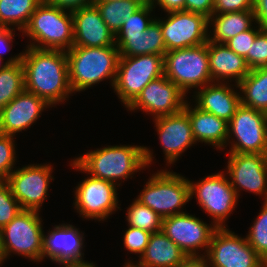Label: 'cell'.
I'll return each mask as SVG.
<instances>
[{"mask_svg":"<svg viewBox=\"0 0 267 267\" xmlns=\"http://www.w3.org/2000/svg\"><path fill=\"white\" fill-rule=\"evenodd\" d=\"M21 63L24 69V90L36 94L50 106L55 108L59 103L64 104L73 95L66 51L26 46Z\"/></svg>","mask_w":267,"mask_h":267,"instance_id":"6da1fadb","label":"cell"},{"mask_svg":"<svg viewBox=\"0 0 267 267\" xmlns=\"http://www.w3.org/2000/svg\"><path fill=\"white\" fill-rule=\"evenodd\" d=\"M153 156V150L143 145H108L71 159L69 166L120 186L122 181L131 179L137 172L150 167Z\"/></svg>","mask_w":267,"mask_h":267,"instance_id":"7a4b0ae2","label":"cell"},{"mask_svg":"<svg viewBox=\"0 0 267 267\" xmlns=\"http://www.w3.org/2000/svg\"><path fill=\"white\" fill-rule=\"evenodd\" d=\"M68 60L69 83L73 93L85 91L87 88L108 79L114 86L119 50L116 45L104 47L72 46L66 51Z\"/></svg>","mask_w":267,"mask_h":267,"instance_id":"3957f363","label":"cell"},{"mask_svg":"<svg viewBox=\"0 0 267 267\" xmlns=\"http://www.w3.org/2000/svg\"><path fill=\"white\" fill-rule=\"evenodd\" d=\"M21 33L31 39L26 46L67 51L74 42L72 12L43 0Z\"/></svg>","mask_w":267,"mask_h":267,"instance_id":"277c9868","label":"cell"},{"mask_svg":"<svg viewBox=\"0 0 267 267\" xmlns=\"http://www.w3.org/2000/svg\"><path fill=\"white\" fill-rule=\"evenodd\" d=\"M188 179L173 170L160 169L149 177L135 199L162 218L184 213L182 209L190 201Z\"/></svg>","mask_w":267,"mask_h":267,"instance_id":"5b68a950","label":"cell"},{"mask_svg":"<svg viewBox=\"0 0 267 267\" xmlns=\"http://www.w3.org/2000/svg\"><path fill=\"white\" fill-rule=\"evenodd\" d=\"M164 75L186 95L212 83L207 43L171 50L164 55ZM190 90V91H189Z\"/></svg>","mask_w":267,"mask_h":267,"instance_id":"8992f818","label":"cell"},{"mask_svg":"<svg viewBox=\"0 0 267 267\" xmlns=\"http://www.w3.org/2000/svg\"><path fill=\"white\" fill-rule=\"evenodd\" d=\"M41 217L38 211L22 210L0 230L4 260L12 253L33 262H42L44 230Z\"/></svg>","mask_w":267,"mask_h":267,"instance_id":"52a82bcc","label":"cell"},{"mask_svg":"<svg viewBox=\"0 0 267 267\" xmlns=\"http://www.w3.org/2000/svg\"><path fill=\"white\" fill-rule=\"evenodd\" d=\"M163 75L162 55L120 56L113 90L127 108L149 82Z\"/></svg>","mask_w":267,"mask_h":267,"instance_id":"ba28073f","label":"cell"},{"mask_svg":"<svg viewBox=\"0 0 267 267\" xmlns=\"http://www.w3.org/2000/svg\"><path fill=\"white\" fill-rule=\"evenodd\" d=\"M190 185V200L196 201L204 213L212 218L211 221L217 228L228 227L225 221L237 207L238 195L231 186L227 174L220 171L205 176L194 182L188 180Z\"/></svg>","mask_w":267,"mask_h":267,"instance_id":"9c48e42d","label":"cell"},{"mask_svg":"<svg viewBox=\"0 0 267 267\" xmlns=\"http://www.w3.org/2000/svg\"><path fill=\"white\" fill-rule=\"evenodd\" d=\"M228 153L267 155V113L240 105L228 122Z\"/></svg>","mask_w":267,"mask_h":267,"instance_id":"30bf717a","label":"cell"},{"mask_svg":"<svg viewBox=\"0 0 267 267\" xmlns=\"http://www.w3.org/2000/svg\"><path fill=\"white\" fill-rule=\"evenodd\" d=\"M74 190L73 205L82 219L104 221L114 214L118 206L117 190L120 186L113 182L97 179L88 174Z\"/></svg>","mask_w":267,"mask_h":267,"instance_id":"8fae6325","label":"cell"},{"mask_svg":"<svg viewBox=\"0 0 267 267\" xmlns=\"http://www.w3.org/2000/svg\"><path fill=\"white\" fill-rule=\"evenodd\" d=\"M205 256L211 267H267L246 236H238L227 227L214 231Z\"/></svg>","mask_w":267,"mask_h":267,"instance_id":"7c38bea8","label":"cell"},{"mask_svg":"<svg viewBox=\"0 0 267 267\" xmlns=\"http://www.w3.org/2000/svg\"><path fill=\"white\" fill-rule=\"evenodd\" d=\"M51 164H28L10 173L7 183L12 195L23 210L40 212L43 202L48 198L51 181H54Z\"/></svg>","mask_w":267,"mask_h":267,"instance_id":"4fadbf2b","label":"cell"},{"mask_svg":"<svg viewBox=\"0 0 267 267\" xmlns=\"http://www.w3.org/2000/svg\"><path fill=\"white\" fill-rule=\"evenodd\" d=\"M156 19L160 22L166 52L198 46L208 41L209 18L205 15L183 10Z\"/></svg>","mask_w":267,"mask_h":267,"instance_id":"5bb4252c","label":"cell"},{"mask_svg":"<svg viewBox=\"0 0 267 267\" xmlns=\"http://www.w3.org/2000/svg\"><path fill=\"white\" fill-rule=\"evenodd\" d=\"M216 229L212 222L208 224L201 218L184 212L163 218L161 231L187 256H193L206 254ZM203 250L204 253H202Z\"/></svg>","mask_w":267,"mask_h":267,"instance_id":"9a60e30c","label":"cell"},{"mask_svg":"<svg viewBox=\"0 0 267 267\" xmlns=\"http://www.w3.org/2000/svg\"><path fill=\"white\" fill-rule=\"evenodd\" d=\"M84 232L72 224L61 223L55 225L52 230L43 233L44 258L50 259L60 267L88 266L94 264L83 260L84 253Z\"/></svg>","mask_w":267,"mask_h":267,"instance_id":"2e32d148","label":"cell"},{"mask_svg":"<svg viewBox=\"0 0 267 267\" xmlns=\"http://www.w3.org/2000/svg\"><path fill=\"white\" fill-rule=\"evenodd\" d=\"M187 95L165 75L149 82L127 107L128 111H143L154 118L178 113L184 109Z\"/></svg>","mask_w":267,"mask_h":267,"instance_id":"e0dca14e","label":"cell"},{"mask_svg":"<svg viewBox=\"0 0 267 267\" xmlns=\"http://www.w3.org/2000/svg\"><path fill=\"white\" fill-rule=\"evenodd\" d=\"M226 169L238 197L243 190L267 201V155L229 153Z\"/></svg>","mask_w":267,"mask_h":267,"instance_id":"ac0fdd59","label":"cell"},{"mask_svg":"<svg viewBox=\"0 0 267 267\" xmlns=\"http://www.w3.org/2000/svg\"><path fill=\"white\" fill-rule=\"evenodd\" d=\"M159 136L167 166L171 167L188 148L197 144L191 129L190 119L183 109L175 114L152 119Z\"/></svg>","mask_w":267,"mask_h":267,"instance_id":"d6986e66","label":"cell"},{"mask_svg":"<svg viewBox=\"0 0 267 267\" xmlns=\"http://www.w3.org/2000/svg\"><path fill=\"white\" fill-rule=\"evenodd\" d=\"M50 107L36 94L23 90L0 111V133L16 137L18 133L31 128L42 112Z\"/></svg>","mask_w":267,"mask_h":267,"instance_id":"ffe728a7","label":"cell"},{"mask_svg":"<svg viewBox=\"0 0 267 267\" xmlns=\"http://www.w3.org/2000/svg\"><path fill=\"white\" fill-rule=\"evenodd\" d=\"M73 46L104 47L115 44V35L109 30L95 4L72 12Z\"/></svg>","mask_w":267,"mask_h":267,"instance_id":"44dd1931","label":"cell"},{"mask_svg":"<svg viewBox=\"0 0 267 267\" xmlns=\"http://www.w3.org/2000/svg\"><path fill=\"white\" fill-rule=\"evenodd\" d=\"M238 88L229 82H212L194 92L190 101L195 99L198 108L229 122L241 105Z\"/></svg>","mask_w":267,"mask_h":267,"instance_id":"7402d4cb","label":"cell"},{"mask_svg":"<svg viewBox=\"0 0 267 267\" xmlns=\"http://www.w3.org/2000/svg\"><path fill=\"white\" fill-rule=\"evenodd\" d=\"M209 69L213 82L238 84L250 71L245 58L236 54L226 44L208 40Z\"/></svg>","mask_w":267,"mask_h":267,"instance_id":"603a6c76","label":"cell"},{"mask_svg":"<svg viewBox=\"0 0 267 267\" xmlns=\"http://www.w3.org/2000/svg\"><path fill=\"white\" fill-rule=\"evenodd\" d=\"M190 104L191 102L187 100L184 110L190 119L196 143H205L217 150L227 149L228 122L201 110L195 104L194 106Z\"/></svg>","mask_w":267,"mask_h":267,"instance_id":"cb8c5ba5","label":"cell"},{"mask_svg":"<svg viewBox=\"0 0 267 267\" xmlns=\"http://www.w3.org/2000/svg\"><path fill=\"white\" fill-rule=\"evenodd\" d=\"M115 44L120 56L155 54L164 56L166 47L163 41L160 22L155 18L141 34L115 35Z\"/></svg>","mask_w":267,"mask_h":267,"instance_id":"d4e9b609","label":"cell"},{"mask_svg":"<svg viewBox=\"0 0 267 267\" xmlns=\"http://www.w3.org/2000/svg\"><path fill=\"white\" fill-rule=\"evenodd\" d=\"M187 254L162 231L151 234L149 243L136 260L143 267H176L181 264Z\"/></svg>","mask_w":267,"mask_h":267,"instance_id":"484cf974","label":"cell"},{"mask_svg":"<svg viewBox=\"0 0 267 267\" xmlns=\"http://www.w3.org/2000/svg\"><path fill=\"white\" fill-rule=\"evenodd\" d=\"M253 24L256 25L253 10L212 14L209 17L208 40L225 44L237 34L250 29Z\"/></svg>","mask_w":267,"mask_h":267,"instance_id":"4316f807","label":"cell"},{"mask_svg":"<svg viewBox=\"0 0 267 267\" xmlns=\"http://www.w3.org/2000/svg\"><path fill=\"white\" fill-rule=\"evenodd\" d=\"M237 85L241 105L267 113V67L250 70Z\"/></svg>","mask_w":267,"mask_h":267,"instance_id":"83f0119b","label":"cell"},{"mask_svg":"<svg viewBox=\"0 0 267 267\" xmlns=\"http://www.w3.org/2000/svg\"><path fill=\"white\" fill-rule=\"evenodd\" d=\"M43 0H0V26L22 32Z\"/></svg>","mask_w":267,"mask_h":267,"instance_id":"f1b7e54d","label":"cell"},{"mask_svg":"<svg viewBox=\"0 0 267 267\" xmlns=\"http://www.w3.org/2000/svg\"><path fill=\"white\" fill-rule=\"evenodd\" d=\"M109 30L116 35L125 20L144 3L141 0L94 1Z\"/></svg>","mask_w":267,"mask_h":267,"instance_id":"f546056e","label":"cell"},{"mask_svg":"<svg viewBox=\"0 0 267 267\" xmlns=\"http://www.w3.org/2000/svg\"><path fill=\"white\" fill-rule=\"evenodd\" d=\"M24 90L22 63L8 64L0 70V111Z\"/></svg>","mask_w":267,"mask_h":267,"instance_id":"4dcf8cb0","label":"cell"},{"mask_svg":"<svg viewBox=\"0 0 267 267\" xmlns=\"http://www.w3.org/2000/svg\"><path fill=\"white\" fill-rule=\"evenodd\" d=\"M126 221L128 222L127 226L154 233L161 231L163 218L135 199L127 207Z\"/></svg>","mask_w":267,"mask_h":267,"instance_id":"1f68e13d","label":"cell"},{"mask_svg":"<svg viewBox=\"0 0 267 267\" xmlns=\"http://www.w3.org/2000/svg\"><path fill=\"white\" fill-rule=\"evenodd\" d=\"M249 245L267 263V201L263 206L246 235Z\"/></svg>","mask_w":267,"mask_h":267,"instance_id":"d6a6232c","label":"cell"},{"mask_svg":"<svg viewBox=\"0 0 267 267\" xmlns=\"http://www.w3.org/2000/svg\"><path fill=\"white\" fill-rule=\"evenodd\" d=\"M155 10L151 3H144L122 24L116 35H136L145 31L151 22L156 18L152 16Z\"/></svg>","mask_w":267,"mask_h":267,"instance_id":"836d02e7","label":"cell"},{"mask_svg":"<svg viewBox=\"0 0 267 267\" xmlns=\"http://www.w3.org/2000/svg\"><path fill=\"white\" fill-rule=\"evenodd\" d=\"M14 138L15 136L0 133V182H7L10 173L17 168L15 167L17 144Z\"/></svg>","mask_w":267,"mask_h":267,"instance_id":"e575fe53","label":"cell"},{"mask_svg":"<svg viewBox=\"0 0 267 267\" xmlns=\"http://www.w3.org/2000/svg\"><path fill=\"white\" fill-rule=\"evenodd\" d=\"M23 209L12 195L7 182H0V230L10 223Z\"/></svg>","mask_w":267,"mask_h":267,"instance_id":"d590c367","label":"cell"},{"mask_svg":"<svg viewBox=\"0 0 267 267\" xmlns=\"http://www.w3.org/2000/svg\"><path fill=\"white\" fill-rule=\"evenodd\" d=\"M244 58L250 70L267 67V29H263L256 36L252 47Z\"/></svg>","mask_w":267,"mask_h":267,"instance_id":"8d00e7d4","label":"cell"},{"mask_svg":"<svg viewBox=\"0 0 267 267\" xmlns=\"http://www.w3.org/2000/svg\"><path fill=\"white\" fill-rule=\"evenodd\" d=\"M152 233L128 226V229L124 231L123 237V246L126 248L130 254H137L140 258L141 255L144 253L149 239Z\"/></svg>","mask_w":267,"mask_h":267,"instance_id":"74e56055","label":"cell"},{"mask_svg":"<svg viewBox=\"0 0 267 267\" xmlns=\"http://www.w3.org/2000/svg\"><path fill=\"white\" fill-rule=\"evenodd\" d=\"M264 28L260 27L258 24L252 26L250 29L237 34L235 37L229 39L225 44L236 54L245 57L252 47L256 36Z\"/></svg>","mask_w":267,"mask_h":267,"instance_id":"f35d334b","label":"cell"},{"mask_svg":"<svg viewBox=\"0 0 267 267\" xmlns=\"http://www.w3.org/2000/svg\"><path fill=\"white\" fill-rule=\"evenodd\" d=\"M253 10V0H214L213 14Z\"/></svg>","mask_w":267,"mask_h":267,"instance_id":"ab89813d","label":"cell"},{"mask_svg":"<svg viewBox=\"0 0 267 267\" xmlns=\"http://www.w3.org/2000/svg\"><path fill=\"white\" fill-rule=\"evenodd\" d=\"M214 0H186L185 11L199 13L209 18L213 14Z\"/></svg>","mask_w":267,"mask_h":267,"instance_id":"60d3db41","label":"cell"},{"mask_svg":"<svg viewBox=\"0 0 267 267\" xmlns=\"http://www.w3.org/2000/svg\"><path fill=\"white\" fill-rule=\"evenodd\" d=\"M15 28L0 26V58H3V54L12 49V43L15 37ZM14 32V33H13Z\"/></svg>","mask_w":267,"mask_h":267,"instance_id":"b9f144b4","label":"cell"},{"mask_svg":"<svg viewBox=\"0 0 267 267\" xmlns=\"http://www.w3.org/2000/svg\"><path fill=\"white\" fill-rule=\"evenodd\" d=\"M49 4L58 8L73 12L85 6L94 4V0H46Z\"/></svg>","mask_w":267,"mask_h":267,"instance_id":"7bdbcfd3","label":"cell"},{"mask_svg":"<svg viewBox=\"0 0 267 267\" xmlns=\"http://www.w3.org/2000/svg\"><path fill=\"white\" fill-rule=\"evenodd\" d=\"M255 23L267 29V0H253Z\"/></svg>","mask_w":267,"mask_h":267,"instance_id":"ee69618b","label":"cell"},{"mask_svg":"<svg viewBox=\"0 0 267 267\" xmlns=\"http://www.w3.org/2000/svg\"><path fill=\"white\" fill-rule=\"evenodd\" d=\"M185 3L186 0H155L152 6L155 9L158 5L162 11L170 13L185 10Z\"/></svg>","mask_w":267,"mask_h":267,"instance_id":"f6af8a7d","label":"cell"},{"mask_svg":"<svg viewBox=\"0 0 267 267\" xmlns=\"http://www.w3.org/2000/svg\"><path fill=\"white\" fill-rule=\"evenodd\" d=\"M176 267H211L205 255L187 256L184 261Z\"/></svg>","mask_w":267,"mask_h":267,"instance_id":"bcb514c9","label":"cell"},{"mask_svg":"<svg viewBox=\"0 0 267 267\" xmlns=\"http://www.w3.org/2000/svg\"><path fill=\"white\" fill-rule=\"evenodd\" d=\"M22 53L23 51L17 55H14L13 57H9V59H7L5 62L3 61L4 59L0 58V70L4 69L8 64L20 63L22 59Z\"/></svg>","mask_w":267,"mask_h":267,"instance_id":"7dc6e473","label":"cell"},{"mask_svg":"<svg viewBox=\"0 0 267 267\" xmlns=\"http://www.w3.org/2000/svg\"><path fill=\"white\" fill-rule=\"evenodd\" d=\"M123 267H143L140 264H138L137 262L135 263L132 260H128L124 263Z\"/></svg>","mask_w":267,"mask_h":267,"instance_id":"c3c4849f","label":"cell"},{"mask_svg":"<svg viewBox=\"0 0 267 267\" xmlns=\"http://www.w3.org/2000/svg\"><path fill=\"white\" fill-rule=\"evenodd\" d=\"M5 262L4 257H3V253H2V249H1V240H0V267L2 266V264Z\"/></svg>","mask_w":267,"mask_h":267,"instance_id":"681fc988","label":"cell"},{"mask_svg":"<svg viewBox=\"0 0 267 267\" xmlns=\"http://www.w3.org/2000/svg\"><path fill=\"white\" fill-rule=\"evenodd\" d=\"M143 3H153L155 0H141Z\"/></svg>","mask_w":267,"mask_h":267,"instance_id":"f907efd6","label":"cell"},{"mask_svg":"<svg viewBox=\"0 0 267 267\" xmlns=\"http://www.w3.org/2000/svg\"><path fill=\"white\" fill-rule=\"evenodd\" d=\"M76 267H97L96 264H91V265H88V266H76Z\"/></svg>","mask_w":267,"mask_h":267,"instance_id":"816d5d0a","label":"cell"},{"mask_svg":"<svg viewBox=\"0 0 267 267\" xmlns=\"http://www.w3.org/2000/svg\"><path fill=\"white\" fill-rule=\"evenodd\" d=\"M94 1L106 2V1H114V0H94Z\"/></svg>","mask_w":267,"mask_h":267,"instance_id":"f5cc1de1","label":"cell"}]
</instances>
